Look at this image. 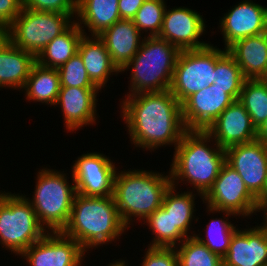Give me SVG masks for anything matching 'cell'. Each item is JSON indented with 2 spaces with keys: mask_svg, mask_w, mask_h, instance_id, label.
<instances>
[{
  "mask_svg": "<svg viewBox=\"0 0 267 266\" xmlns=\"http://www.w3.org/2000/svg\"><path fill=\"white\" fill-rule=\"evenodd\" d=\"M124 98V99H123ZM119 99L120 117L134 148L156 151L180 143L187 131L181 103L170 92H144ZM167 145V146H166Z\"/></svg>",
  "mask_w": 267,
  "mask_h": 266,
  "instance_id": "cell-1",
  "label": "cell"
},
{
  "mask_svg": "<svg viewBox=\"0 0 267 266\" xmlns=\"http://www.w3.org/2000/svg\"><path fill=\"white\" fill-rule=\"evenodd\" d=\"M174 150L169 168L172 185L186 184L204 196L225 163V150L205 130H187Z\"/></svg>",
  "mask_w": 267,
  "mask_h": 266,
  "instance_id": "cell-2",
  "label": "cell"
},
{
  "mask_svg": "<svg viewBox=\"0 0 267 266\" xmlns=\"http://www.w3.org/2000/svg\"><path fill=\"white\" fill-rule=\"evenodd\" d=\"M128 229L113 196L86 197L76 193L68 223L61 232L78 242L89 255L93 249L117 243Z\"/></svg>",
  "mask_w": 267,
  "mask_h": 266,
  "instance_id": "cell-3",
  "label": "cell"
},
{
  "mask_svg": "<svg viewBox=\"0 0 267 266\" xmlns=\"http://www.w3.org/2000/svg\"><path fill=\"white\" fill-rule=\"evenodd\" d=\"M120 171L115 175L113 198L123 223L130 228L134 222L142 223L162 206L172 182L169 170L168 175L135 168Z\"/></svg>",
  "mask_w": 267,
  "mask_h": 266,
  "instance_id": "cell-4",
  "label": "cell"
},
{
  "mask_svg": "<svg viewBox=\"0 0 267 266\" xmlns=\"http://www.w3.org/2000/svg\"><path fill=\"white\" fill-rule=\"evenodd\" d=\"M180 50L158 36L145 37L136 55L120 73L130 71L124 96L169 90Z\"/></svg>",
  "mask_w": 267,
  "mask_h": 266,
  "instance_id": "cell-5",
  "label": "cell"
},
{
  "mask_svg": "<svg viewBox=\"0 0 267 266\" xmlns=\"http://www.w3.org/2000/svg\"><path fill=\"white\" fill-rule=\"evenodd\" d=\"M46 167L35 173L36 185L32 197L23 195L31 203L39 223L47 232L62 231L68 223L76 195L75 182L72 173L70 182L66 171Z\"/></svg>",
  "mask_w": 267,
  "mask_h": 266,
  "instance_id": "cell-6",
  "label": "cell"
},
{
  "mask_svg": "<svg viewBox=\"0 0 267 266\" xmlns=\"http://www.w3.org/2000/svg\"><path fill=\"white\" fill-rule=\"evenodd\" d=\"M47 233L22 193L0 190V244L18 257Z\"/></svg>",
  "mask_w": 267,
  "mask_h": 266,
  "instance_id": "cell-7",
  "label": "cell"
},
{
  "mask_svg": "<svg viewBox=\"0 0 267 266\" xmlns=\"http://www.w3.org/2000/svg\"><path fill=\"white\" fill-rule=\"evenodd\" d=\"M75 19L70 14L25 9L5 30V36L18 48L35 58L56 36L63 33Z\"/></svg>",
  "mask_w": 267,
  "mask_h": 266,
  "instance_id": "cell-8",
  "label": "cell"
},
{
  "mask_svg": "<svg viewBox=\"0 0 267 266\" xmlns=\"http://www.w3.org/2000/svg\"><path fill=\"white\" fill-rule=\"evenodd\" d=\"M213 45L180 51L169 89L180 103L214 83L216 45Z\"/></svg>",
  "mask_w": 267,
  "mask_h": 266,
  "instance_id": "cell-9",
  "label": "cell"
},
{
  "mask_svg": "<svg viewBox=\"0 0 267 266\" xmlns=\"http://www.w3.org/2000/svg\"><path fill=\"white\" fill-rule=\"evenodd\" d=\"M202 202L204 206L230 211L244 219H251L260 212L257 199L249 192L238 172L226 162Z\"/></svg>",
  "mask_w": 267,
  "mask_h": 266,
  "instance_id": "cell-10",
  "label": "cell"
},
{
  "mask_svg": "<svg viewBox=\"0 0 267 266\" xmlns=\"http://www.w3.org/2000/svg\"><path fill=\"white\" fill-rule=\"evenodd\" d=\"M113 161L97 151L78 156L69 171L75 182L76 193L86 197L113 196L115 175L120 170Z\"/></svg>",
  "mask_w": 267,
  "mask_h": 266,
  "instance_id": "cell-11",
  "label": "cell"
},
{
  "mask_svg": "<svg viewBox=\"0 0 267 266\" xmlns=\"http://www.w3.org/2000/svg\"><path fill=\"white\" fill-rule=\"evenodd\" d=\"M86 253L78 242L57 231L47 232L20 257L29 266H84Z\"/></svg>",
  "mask_w": 267,
  "mask_h": 266,
  "instance_id": "cell-12",
  "label": "cell"
},
{
  "mask_svg": "<svg viewBox=\"0 0 267 266\" xmlns=\"http://www.w3.org/2000/svg\"><path fill=\"white\" fill-rule=\"evenodd\" d=\"M175 7H166L158 37L167 40L180 51L200 49L209 45L211 42L200 39L207 33L204 16L184 6Z\"/></svg>",
  "mask_w": 267,
  "mask_h": 266,
  "instance_id": "cell-13",
  "label": "cell"
},
{
  "mask_svg": "<svg viewBox=\"0 0 267 266\" xmlns=\"http://www.w3.org/2000/svg\"><path fill=\"white\" fill-rule=\"evenodd\" d=\"M225 162L238 172L256 199L263 193L267 173V144L255 139L228 147L225 149Z\"/></svg>",
  "mask_w": 267,
  "mask_h": 266,
  "instance_id": "cell-14",
  "label": "cell"
},
{
  "mask_svg": "<svg viewBox=\"0 0 267 266\" xmlns=\"http://www.w3.org/2000/svg\"><path fill=\"white\" fill-rule=\"evenodd\" d=\"M230 7L219 20L224 49L249 36L267 32V6L252 0H241Z\"/></svg>",
  "mask_w": 267,
  "mask_h": 266,
  "instance_id": "cell-15",
  "label": "cell"
},
{
  "mask_svg": "<svg viewBox=\"0 0 267 266\" xmlns=\"http://www.w3.org/2000/svg\"><path fill=\"white\" fill-rule=\"evenodd\" d=\"M99 92L98 88L60 87L54 108L61 107L67 133L96 125L100 117L97 113Z\"/></svg>",
  "mask_w": 267,
  "mask_h": 266,
  "instance_id": "cell-16",
  "label": "cell"
},
{
  "mask_svg": "<svg viewBox=\"0 0 267 266\" xmlns=\"http://www.w3.org/2000/svg\"><path fill=\"white\" fill-rule=\"evenodd\" d=\"M235 100L224 89L214 86L187 97L181 103L184 125L187 130H206Z\"/></svg>",
  "mask_w": 267,
  "mask_h": 266,
  "instance_id": "cell-17",
  "label": "cell"
},
{
  "mask_svg": "<svg viewBox=\"0 0 267 266\" xmlns=\"http://www.w3.org/2000/svg\"><path fill=\"white\" fill-rule=\"evenodd\" d=\"M205 131L224 150L257 137V128L239 100L229 105Z\"/></svg>",
  "mask_w": 267,
  "mask_h": 266,
  "instance_id": "cell-18",
  "label": "cell"
},
{
  "mask_svg": "<svg viewBox=\"0 0 267 266\" xmlns=\"http://www.w3.org/2000/svg\"><path fill=\"white\" fill-rule=\"evenodd\" d=\"M258 224L233 234L223 266H267V225Z\"/></svg>",
  "mask_w": 267,
  "mask_h": 266,
  "instance_id": "cell-19",
  "label": "cell"
},
{
  "mask_svg": "<svg viewBox=\"0 0 267 266\" xmlns=\"http://www.w3.org/2000/svg\"><path fill=\"white\" fill-rule=\"evenodd\" d=\"M177 190L178 187L171 184L161 206L172 219V247H177L187 237H192L196 233L191 230L193 220L194 223L199 220L195 213L197 211L195 199L199 196L203 200L200 193L193 192L191 189L187 188V191L183 192L182 190L177 192Z\"/></svg>",
  "mask_w": 267,
  "mask_h": 266,
  "instance_id": "cell-20",
  "label": "cell"
},
{
  "mask_svg": "<svg viewBox=\"0 0 267 266\" xmlns=\"http://www.w3.org/2000/svg\"><path fill=\"white\" fill-rule=\"evenodd\" d=\"M98 37L104 42L113 64L121 71L138 52L145 34L140 33L132 20L120 19Z\"/></svg>",
  "mask_w": 267,
  "mask_h": 266,
  "instance_id": "cell-21",
  "label": "cell"
},
{
  "mask_svg": "<svg viewBox=\"0 0 267 266\" xmlns=\"http://www.w3.org/2000/svg\"><path fill=\"white\" fill-rule=\"evenodd\" d=\"M36 58L6 36L0 41V90L22 91Z\"/></svg>",
  "mask_w": 267,
  "mask_h": 266,
  "instance_id": "cell-22",
  "label": "cell"
},
{
  "mask_svg": "<svg viewBox=\"0 0 267 266\" xmlns=\"http://www.w3.org/2000/svg\"><path fill=\"white\" fill-rule=\"evenodd\" d=\"M77 53L83 60L89 79L100 91L108 87L106 84L110 77L121 74L98 36L83 35Z\"/></svg>",
  "mask_w": 267,
  "mask_h": 266,
  "instance_id": "cell-23",
  "label": "cell"
},
{
  "mask_svg": "<svg viewBox=\"0 0 267 266\" xmlns=\"http://www.w3.org/2000/svg\"><path fill=\"white\" fill-rule=\"evenodd\" d=\"M227 51L234 57L245 79H263L267 74V32L233 43Z\"/></svg>",
  "mask_w": 267,
  "mask_h": 266,
  "instance_id": "cell-24",
  "label": "cell"
},
{
  "mask_svg": "<svg viewBox=\"0 0 267 266\" xmlns=\"http://www.w3.org/2000/svg\"><path fill=\"white\" fill-rule=\"evenodd\" d=\"M119 0H77L75 22L87 36H98L121 19ZM88 30H86V29ZM90 32V33H86Z\"/></svg>",
  "mask_w": 267,
  "mask_h": 266,
  "instance_id": "cell-25",
  "label": "cell"
},
{
  "mask_svg": "<svg viewBox=\"0 0 267 266\" xmlns=\"http://www.w3.org/2000/svg\"><path fill=\"white\" fill-rule=\"evenodd\" d=\"M60 91L58 69L48 68L35 62L22 90L28 102L55 106Z\"/></svg>",
  "mask_w": 267,
  "mask_h": 266,
  "instance_id": "cell-26",
  "label": "cell"
},
{
  "mask_svg": "<svg viewBox=\"0 0 267 266\" xmlns=\"http://www.w3.org/2000/svg\"><path fill=\"white\" fill-rule=\"evenodd\" d=\"M205 210L209 215H211V213L212 215L218 213L223 216L220 218L217 216L212 218V220L210 219L209 223L207 222L203 229L205 234L202 236V231H200L199 233H195L194 237L208 247L213 253L223 258L228 252L233 234L239 229L238 225L235 226V223H231V217L237 219L236 217L238 216L230 211L216 210L208 206H206Z\"/></svg>",
  "mask_w": 267,
  "mask_h": 266,
  "instance_id": "cell-27",
  "label": "cell"
},
{
  "mask_svg": "<svg viewBox=\"0 0 267 266\" xmlns=\"http://www.w3.org/2000/svg\"><path fill=\"white\" fill-rule=\"evenodd\" d=\"M83 35V31L74 21L63 33L47 44L36 57V62L48 68L58 69L77 53Z\"/></svg>",
  "mask_w": 267,
  "mask_h": 266,
  "instance_id": "cell-28",
  "label": "cell"
},
{
  "mask_svg": "<svg viewBox=\"0 0 267 266\" xmlns=\"http://www.w3.org/2000/svg\"><path fill=\"white\" fill-rule=\"evenodd\" d=\"M223 49V50H222ZM216 46L214 86L224 89L234 100H239L245 78L234 57L224 48Z\"/></svg>",
  "mask_w": 267,
  "mask_h": 266,
  "instance_id": "cell-29",
  "label": "cell"
},
{
  "mask_svg": "<svg viewBox=\"0 0 267 266\" xmlns=\"http://www.w3.org/2000/svg\"><path fill=\"white\" fill-rule=\"evenodd\" d=\"M239 101L258 128L267 119V83L263 79H245Z\"/></svg>",
  "mask_w": 267,
  "mask_h": 266,
  "instance_id": "cell-30",
  "label": "cell"
},
{
  "mask_svg": "<svg viewBox=\"0 0 267 266\" xmlns=\"http://www.w3.org/2000/svg\"><path fill=\"white\" fill-rule=\"evenodd\" d=\"M175 249L178 266H223L222 258L194 236L187 237Z\"/></svg>",
  "mask_w": 267,
  "mask_h": 266,
  "instance_id": "cell-31",
  "label": "cell"
},
{
  "mask_svg": "<svg viewBox=\"0 0 267 266\" xmlns=\"http://www.w3.org/2000/svg\"><path fill=\"white\" fill-rule=\"evenodd\" d=\"M165 0H145L132 19L145 37L158 36L162 29L163 16L167 7Z\"/></svg>",
  "mask_w": 267,
  "mask_h": 266,
  "instance_id": "cell-32",
  "label": "cell"
},
{
  "mask_svg": "<svg viewBox=\"0 0 267 266\" xmlns=\"http://www.w3.org/2000/svg\"><path fill=\"white\" fill-rule=\"evenodd\" d=\"M150 230L152 241L150 247H172V219L170 214L160 207L149 215L141 224Z\"/></svg>",
  "mask_w": 267,
  "mask_h": 266,
  "instance_id": "cell-33",
  "label": "cell"
},
{
  "mask_svg": "<svg viewBox=\"0 0 267 266\" xmlns=\"http://www.w3.org/2000/svg\"><path fill=\"white\" fill-rule=\"evenodd\" d=\"M60 87L97 88L89 79L83 60L78 53L58 68Z\"/></svg>",
  "mask_w": 267,
  "mask_h": 266,
  "instance_id": "cell-34",
  "label": "cell"
},
{
  "mask_svg": "<svg viewBox=\"0 0 267 266\" xmlns=\"http://www.w3.org/2000/svg\"><path fill=\"white\" fill-rule=\"evenodd\" d=\"M140 266H178V255L175 247H150L144 250Z\"/></svg>",
  "mask_w": 267,
  "mask_h": 266,
  "instance_id": "cell-35",
  "label": "cell"
},
{
  "mask_svg": "<svg viewBox=\"0 0 267 266\" xmlns=\"http://www.w3.org/2000/svg\"><path fill=\"white\" fill-rule=\"evenodd\" d=\"M22 7L30 10L70 14L74 19L77 14V0H26Z\"/></svg>",
  "mask_w": 267,
  "mask_h": 266,
  "instance_id": "cell-36",
  "label": "cell"
},
{
  "mask_svg": "<svg viewBox=\"0 0 267 266\" xmlns=\"http://www.w3.org/2000/svg\"><path fill=\"white\" fill-rule=\"evenodd\" d=\"M22 3L18 0H0V27L6 30L20 14Z\"/></svg>",
  "mask_w": 267,
  "mask_h": 266,
  "instance_id": "cell-37",
  "label": "cell"
},
{
  "mask_svg": "<svg viewBox=\"0 0 267 266\" xmlns=\"http://www.w3.org/2000/svg\"><path fill=\"white\" fill-rule=\"evenodd\" d=\"M145 0H119L118 8L121 19L132 20Z\"/></svg>",
  "mask_w": 267,
  "mask_h": 266,
  "instance_id": "cell-38",
  "label": "cell"
},
{
  "mask_svg": "<svg viewBox=\"0 0 267 266\" xmlns=\"http://www.w3.org/2000/svg\"><path fill=\"white\" fill-rule=\"evenodd\" d=\"M257 202L259 205L260 213L263 214L267 210V173L263 193L257 198Z\"/></svg>",
  "mask_w": 267,
  "mask_h": 266,
  "instance_id": "cell-39",
  "label": "cell"
},
{
  "mask_svg": "<svg viewBox=\"0 0 267 266\" xmlns=\"http://www.w3.org/2000/svg\"><path fill=\"white\" fill-rule=\"evenodd\" d=\"M257 140L267 144V119L257 128Z\"/></svg>",
  "mask_w": 267,
  "mask_h": 266,
  "instance_id": "cell-40",
  "label": "cell"
},
{
  "mask_svg": "<svg viewBox=\"0 0 267 266\" xmlns=\"http://www.w3.org/2000/svg\"><path fill=\"white\" fill-rule=\"evenodd\" d=\"M113 261L114 262H111L107 264L106 266H129V263H127L128 262L127 259L126 260L122 258L116 259V260L113 259Z\"/></svg>",
  "mask_w": 267,
  "mask_h": 266,
  "instance_id": "cell-41",
  "label": "cell"
},
{
  "mask_svg": "<svg viewBox=\"0 0 267 266\" xmlns=\"http://www.w3.org/2000/svg\"><path fill=\"white\" fill-rule=\"evenodd\" d=\"M5 37V30L0 27V41Z\"/></svg>",
  "mask_w": 267,
  "mask_h": 266,
  "instance_id": "cell-42",
  "label": "cell"
},
{
  "mask_svg": "<svg viewBox=\"0 0 267 266\" xmlns=\"http://www.w3.org/2000/svg\"><path fill=\"white\" fill-rule=\"evenodd\" d=\"M262 215L263 222L267 225V210Z\"/></svg>",
  "mask_w": 267,
  "mask_h": 266,
  "instance_id": "cell-43",
  "label": "cell"
},
{
  "mask_svg": "<svg viewBox=\"0 0 267 266\" xmlns=\"http://www.w3.org/2000/svg\"><path fill=\"white\" fill-rule=\"evenodd\" d=\"M263 80L267 83V74H266V76L263 78Z\"/></svg>",
  "mask_w": 267,
  "mask_h": 266,
  "instance_id": "cell-44",
  "label": "cell"
},
{
  "mask_svg": "<svg viewBox=\"0 0 267 266\" xmlns=\"http://www.w3.org/2000/svg\"><path fill=\"white\" fill-rule=\"evenodd\" d=\"M18 1L23 4L26 0H18Z\"/></svg>",
  "mask_w": 267,
  "mask_h": 266,
  "instance_id": "cell-45",
  "label": "cell"
}]
</instances>
